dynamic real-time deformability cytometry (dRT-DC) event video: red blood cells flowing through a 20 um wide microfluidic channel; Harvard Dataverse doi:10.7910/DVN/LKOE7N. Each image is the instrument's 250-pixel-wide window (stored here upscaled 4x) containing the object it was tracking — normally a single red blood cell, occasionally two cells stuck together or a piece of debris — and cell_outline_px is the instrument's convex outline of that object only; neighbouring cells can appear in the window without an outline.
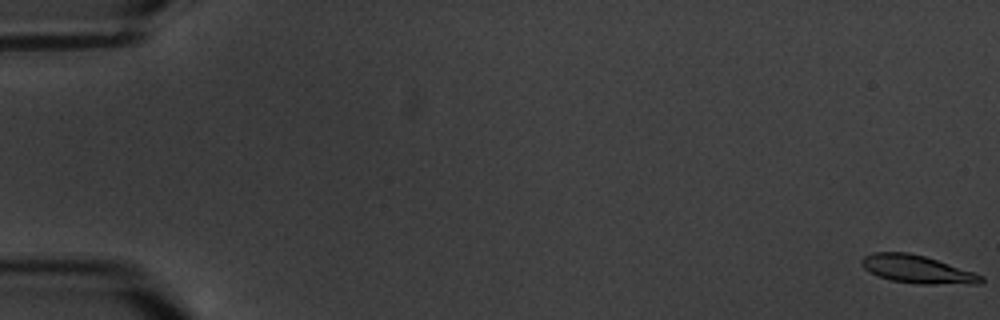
{"species": "common noctule bat (a hibernating species)", "species_latin": "Nyctalus noctula", "temperature_condition": "warm", "stored_images_in_passage": 6, "camera_frame_rate_fps": 3000, "um_per_image_px": 0.085, "animal": {"sex": "male", "body_mass_g": 20.1, "forearm_length_mm": 53.5}, "frame": {"image": 1, "passage_image": 1, "time_ms": 0.0, "image_size_px": [1000, 320], "cell_outline_px": [[984, 280], [980, 284], [916, 284], [892, 280], [880, 276], [864, 268], [860, 264], [860, 260], [864, 256], [872, 252], [908, 252], [924, 256], [984, 276]], "centroid_in_image_um": [77.95, 22.89], "position_along_channel_um": 7.0, "area_um2": 19.25}}
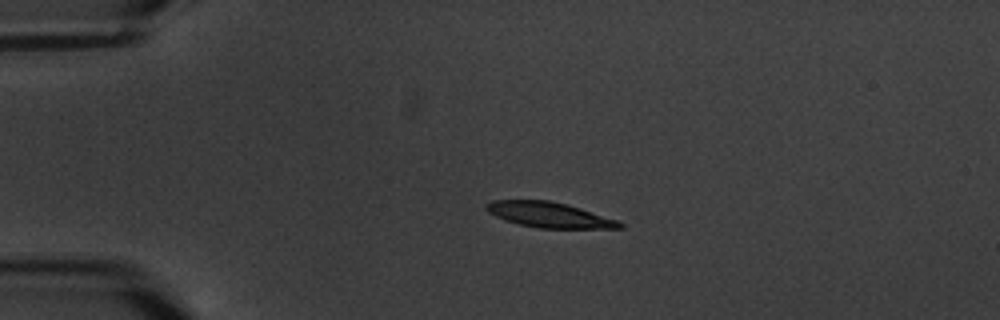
{"frame": {"image": 2, "passage_image": 5, "time_ms": 4.667, "image_size_px": [1000, 320], "cell_outline_px": [[624, 228], [540, 228], [520, 224], [504, 220], [488, 212], [484, 208], [484, 204], [492, 200], [548, 200], [568, 204], [616, 220], [624, 224]], "centroid_in_image_um": [46.64, 18.25], "position_along_channel_um": 38.4, "area_um2": 19.59}}